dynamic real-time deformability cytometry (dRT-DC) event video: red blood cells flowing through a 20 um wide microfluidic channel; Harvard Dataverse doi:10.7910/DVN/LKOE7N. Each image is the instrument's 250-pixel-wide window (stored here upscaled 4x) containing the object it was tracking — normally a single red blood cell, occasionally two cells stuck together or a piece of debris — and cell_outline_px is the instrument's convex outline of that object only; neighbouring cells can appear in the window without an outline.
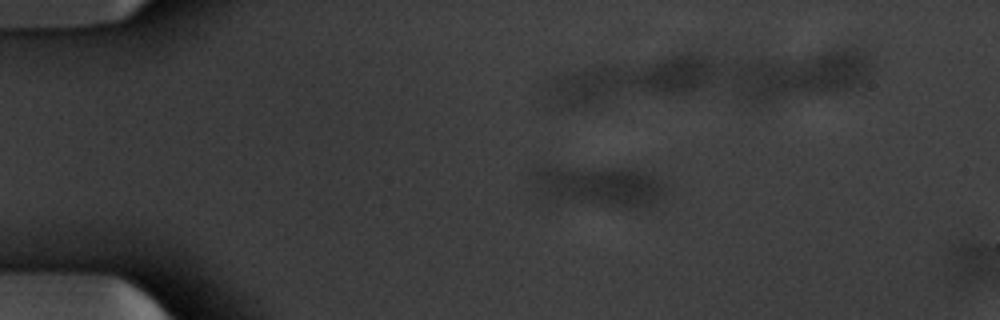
{"species": "common noctule bat (a hibernating species)", "species_latin": "Nyctalus noctula", "temperature_condition": "warm", "stored_images_in_passage": 17, "segment_of_instrument_passage": [1, 2], "camera_frame_rate_fps": 3000, "um_per_image_px": 0.085, "animal": {"sex": "male", "body_mass_g": 20.1, "forearm_length_mm": 53.5}, "frame": {"image": 1, "passage_image": 12, "time_ms": 3.667, "image_size_px": [1000, 320], "cell_outline_px": [[664, 196], [652, 208], [628, 208], [556, 200], [544, 196], [536, 192], [528, 176], [544, 164], [556, 164], [632, 168], [664, 180]], "centroid_in_image_um": [50.86, 15.77], "position_along_channel_um": 34.1, "area_um2": 33.47}}